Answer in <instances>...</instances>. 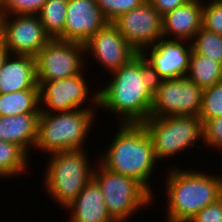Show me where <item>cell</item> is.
<instances>
[{
  "label": "cell",
  "instance_id": "cell-16",
  "mask_svg": "<svg viewBox=\"0 0 222 222\" xmlns=\"http://www.w3.org/2000/svg\"><path fill=\"white\" fill-rule=\"evenodd\" d=\"M203 0H190L162 16L163 37L192 41L202 28Z\"/></svg>",
  "mask_w": 222,
  "mask_h": 222
},
{
  "label": "cell",
  "instance_id": "cell-31",
  "mask_svg": "<svg viewBox=\"0 0 222 222\" xmlns=\"http://www.w3.org/2000/svg\"><path fill=\"white\" fill-rule=\"evenodd\" d=\"M162 16L186 4L190 0H147Z\"/></svg>",
  "mask_w": 222,
  "mask_h": 222
},
{
  "label": "cell",
  "instance_id": "cell-14",
  "mask_svg": "<svg viewBox=\"0 0 222 222\" xmlns=\"http://www.w3.org/2000/svg\"><path fill=\"white\" fill-rule=\"evenodd\" d=\"M84 45L85 55H88L86 59L92 56L109 74L138 54L112 22H108Z\"/></svg>",
  "mask_w": 222,
  "mask_h": 222
},
{
  "label": "cell",
  "instance_id": "cell-2",
  "mask_svg": "<svg viewBox=\"0 0 222 222\" xmlns=\"http://www.w3.org/2000/svg\"><path fill=\"white\" fill-rule=\"evenodd\" d=\"M117 131L98 161L110 171L139 181L152 195L157 163L150 135L142 123H117ZM151 182V183H150Z\"/></svg>",
  "mask_w": 222,
  "mask_h": 222
},
{
  "label": "cell",
  "instance_id": "cell-18",
  "mask_svg": "<svg viewBox=\"0 0 222 222\" xmlns=\"http://www.w3.org/2000/svg\"><path fill=\"white\" fill-rule=\"evenodd\" d=\"M25 89H39L35 57L9 54L0 69V93Z\"/></svg>",
  "mask_w": 222,
  "mask_h": 222
},
{
  "label": "cell",
  "instance_id": "cell-29",
  "mask_svg": "<svg viewBox=\"0 0 222 222\" xmlns=\"http://www.w3.org/2000/svg\"><path fill=\"white\" fill-rule=\"evenodd\" d=\"M205 149L216 148L219 152L222 150V116L207 120L203 124ZM222 152V151H221Z\"/></svg>",
  "mask_w": 222,
  "mask_h": 222
},
{
  "label": "cell",
  "instance_id": "cell-33",
  "mask_svg": "<svg viewBox=\"0 0 222 222\" xmlns=\"http://www.w3.org/2000/svg\"><path fill=\"white\" fill-rule=\"evenodd\" d=\"M5 0H0V8L3 6Z\"/></svg>",
  "mask_w": 222,
  "mask_h": 222
},
{
  "label": "cell",
  "instance_id": "cell-30",
  "mask_svg": "<svg viewBox=\"0 0 222 222\" xmlns=\"http://www.w3.org/2000/svg\"><path fill=\"white\" fill-rule=\"evenodd\" d=\"M188 222H222V197L204 207Z\"/></svg>",
  "mask_w": 222,
  "mask_h": 222
},
{
  "label": "cell",
  "instance_id": "cell-34",
  "mask_svg": "<svg viewBox=\"0 0 222 222\" xmlns=\"http://www.w3.org/2000/svg\"><path fill=\"white\" fill-rule=\"evenodd\" d=\"M213 1H215V2H217V3L222 5V0H213Z\"/></svg>",
  "mask_w": 222,
  "mask_h": 222
},
{
  "label": "cell",
  "instance_id": "cell-25",
  "mask_svg": "<svg viewBox=\"0 0 222 222\" xmlns=\"http://www.w3.org/2000/svg\"><path fill=\"white\" fill-rule=\"evenodd\" d=\"M222 116V80L203 90L202 108L199 118L203 124L216 117Z\"/></svg>",
  "mask_w": 222,
  "mask_h": 222
},
{
  "label": "cell",
  "instance_id": "cell-23",
  "mask_svg": "<svg viewBox=\"0 0 222 222\" xmlns=\"http://www.w3.org/2000/svg\"><path fill=\"white\" fill-rule=\"evenodd\" d=\"M68 0H47L38 16L46 33L52 39L63 41Z\"/></svg>",
  "mask_w": 222,
  "mask_h": 222
},
{
  "label": "cell",
  "instance_id": "cell-15",
  "mask_svg": "<svg viewBox=\"0 0 222 222\" xmlns=\"http://www.w3.org/2000/svg\"><path fill=\"white\" fill-rule=\"evenodd\" d=\"M107 23L96 0H68L63 41L85 44Z\"/></svg>",
  "mask_w": 222,
  "mask_h": 222
},
{
  "label": "cell",
  "instance_id": "cell-6",
  "mask_svg": "<svg viewBox=\"0 0 222 222\" xmlns=\"http://www.w3.org/2000/svg\"><path fill=\"white\" fill-rule=\"evenodd\" d=\"M96 162L93 179L102 190L108 213L115 222H127L139 210L153 205V195L139 181Z\"/></svg>",
  "mask_w": 222,
  "mask_h": 222
},
{
  "label": "cell",
  "instance_id": "cell-9",
  "mask_svg": "<svg viewBox=\"0 0 222 222\" xmlns=\"http://www.w3.org/2000/svg\"><path fill=\"white\" fill-rule=\"evenodd\" d=\"M203 90L187 76L157 81L149 117L199 116Z\"/></svg>",
  "mask_w": 222,
  "mask_h": 222
},
{
  "label": "cell",
  "instance_id": "cell-26",
  "mask_svg": "<svg viewBox=\"0 0 222 222\" xmlns=\"http://www.w3.org/2000/svg\"><path fill=\"white\" fill-rule=\"evenodd\" d=\"M146 0H96L102 14L108 22H113L120 15L137 8Z\"/></svg>",
  "mask_w": 222,
  "mask_h": 222
},
{
  "label": "cell",
  "instance_id": "cell-20",
  "mask_svg": "<svg viewBox=\"0 0 222 222\" xmlns=\"http://www.w3.org/2000/svg\"><path fill=\"white\" fill-rule=\"evenodd\" d=\"M40 113L39 89H25L0 93V116Z\"/></svg>",
  "mask_w": 222,
  "mask_h": 222
},
{
  "label": "cell",
  "instance_id": "cell-1",
  "mask_svg": "<svg viewBox=\"0 0 222 222\" xmlns=\"http://www.w3.org/2000/svg\"><path fill=\"white\" fill-rule=\"evenodd\" d=\"M110 75L113 78L98 91V108L114 113L119 124L147 120L157 81L145 58L138 53Z\"/></svg>",
  "mask_w": 222,
  "mask_h": 222
},
{
  "label": "cell",
  "instance_id": "cell-24",
  "mask_svg": "<svg viewBox=\"0 0 222 222\" xmlns=\"http://www.w3.org/2000/svg\"><path fill=\"white\" fill-rule=\"evenodd\" d=\"M196 54L210 58L222 64V35L201 28L191 41Z\"/></svg>",
  "mask_w": 222,
  "mask_h": 222
},
{
  "label": "cell",
  "instance_id": "cell-22",
  "mask_svg": "<svg viewBox=\"0 0 222 222\" xmlns=\"http://www.w3.org/2000/svg\"><path fill=\"white\" fill-rule=\"evenodd\" d=\"M29 155L17 144L0 140V179L27 173ZM18 176V177H17Z\"/></svg>",
  "mask_w": 222,
  "mask_h": 222
},
{
  "label": "cell",
  "instance_id": "cell-28",
  "mask_svg": "<svg viewBox=\"0 0 222 222\" xmlns=\"http://www.w3.org/2000/svg\"><path fill=\"white\" fill-rule=\"evenodd\" d=\"M208 1V2H207ZM202 27L222 35V5L213 0L203 1Z\"/></svg>",
  "mask_w": 222,
  "mask_h": 222
},
{
  "label": "cell",
  "instance_id": "cell-12",
  "mask_svg": "<svg viewBox=\"0 0 222 222\" xmlns=\"http://www.w3.org/2000/svg\"><path fill=\"white\" fill-rule=\"evenodd\" d=\"M112 23L138 53L163 38L162 15L148 1L120 15Z\"/></svg>",
  "mask_w": 222,
  "mask_h": 222
},
{
  "label": "cell",
  "instance_id": "cell-3",
  "mask_svg": "<svg viewBox=\"0 0 222 222\" xmlns=\"http://www.w3.org/2000/svg\"><path fill=\"white\" fill-rule=\"evenodd\" d=\"M163 187L166 197V222H188L207 205L222 197V177L194 168H168Z\"/></svg>",
  "mask_w": 222,
  "mask_h": 222
},
{
  "label": "cell",
  "instance_id": "cell-8",
  "mask_svg": "<svg viewBox=\"0 0 222 222\" xmlns=\"http://www.w3.org/2000/svg\"><path fill=\"white\" fill-rule=\"evenodd\" d=\"M86 71L65 79L54 81H37L40 95V112L57 113L75 109H97L98 90L93 91L89 88V80H86ZM85 75V76H84ZM92 99L93 106L84 104ZM89 100V102H88Z\"/></svg>",
  "mask_w": 222,
  "mask_h": 222
},
{
  "label": "cell",
  "instance_id": "cell-13",
  "mask_svg": "<svg viewBox=\"0 0 222 222\" xmlns=\"http://www.w3.org/2000/svg\"><path fill=\"white\" fill-rule=\"evenodd\" d=\"M191 42L161 38L140 54L152 67L156 81L186 77L189 70Z\"/></svg>",
  "mask_w": 222,
  "mask_h": 222
},
{
  "label": "cell",
  "instance_id": "cell-21",
  "mask_svg": "<svg viewBox=\"0 0 222 222\" xmlns=\"http://www.w3.org/2000/svg\"><path fill=\"white\" fill-rule=\"evenodd\" d=\"M187 77L204 90L222 80V64L192 50Z\"/></svg>",
  "mask_w": 222,
  "mask_h": 222
},
{
  "label": "cell",
  "instance_id": "cell-5",
  "mask_svg": "<svg viewBox=\"0 0 222 222\" xmlns=\"http://www.w3.org/2000/svg\"><path fill=\"white\" fill-rule=\"evenodd\" d=\"M49 155L42 180L43 189L64 210L93 178L95 166L88 159L89 152L86 149Z\"/></svg>",
  "mask_w": 222,
  "mask_h": 222
},
{
  "label": "cell",
  "instance_id": "cell-32",
  "mask_svg": "<svg viewBox=\"0 0 222 222\" xmlns=\"http://www.w3.org/2000/svg\"><path fill=\"white\" fill-rule=\"evenodd\" d=\"M9 54L10 53L5 45L0 41V69L2 68L3 63Z\"/></svg>",
  "mask_w": 222,
  "mask_h": 222
},
{
  "label": "cell",
  "instance_id": "cell-17",
  "mask_svg": "<svg viewBox=\"0 0 222 222\" xmlns=\"http://www.w3.org/2000/svg\"><path fill=\"white\" fill-rule=\"evenodd\" d=\"M64 210L69 212L68 222H115L108 213L102 190L93 178Z\"/></svg>",
  "mask_w": 222,
  "mask_h": 222
},
{
  "label": "cell",
  "instance_id": "cell-27",
  "mask_svg": "<svg viewBox=\"0 0 222 222\" xmlns=\"http://www.w3.org/2000/svg\"><path fill=\"white\" fill-rule=\"evenodd\" d=\"M47 0H5L1 15H38Z\"/></svg>",
  "mask_w": 222,
  "mask_h": 222
},
{
  "label": "cell",
  "instance_id": "cell-11",
  "mask_svg": "<svg viewBox=\"0 0 222 222\" xmlns=\"http://www.w3.org/2000/svg\"><path fill=\"white\" fill-rule=\"evenodd\" d=\"M51 39L38 15H1L0 41L11 55L35 57Z\"/></svg>",
  "mask_w": 222,
  "mask_h": 222
},
{
  "label": "cell",
  "instance_id": "cell-7",
  "mask_svg": "<svg viewBox=\"0 0 222 222\" xmlns=\"http://www.w3.org/2000/svg\"><path fill=\"white\" fill-rule=\"evenodd\" d=\"M142 124L151 137L159 162L172 159L194 146L200 147L197 142L202 141V144L204 141L203 122L199 116L148 117Z\"/></svg>",
  "mask_w": 222,
  "mask_h": 222
},
{
  "label": "cell",
  "instance_id": "cell-19",
  "mask_svg": "<svg viewBox=\"0 0 222 222\" xmlns=\"http://www.w3.org/2000/svg\"><path fill=\"white\" fill-rule=\"evenodd\" d=\"M38 118L39 113L0 116V140L17 144L30 156L37 139Z\"/></svg>",
  "mask_w": 222,
  "mask_h": 222
},
{
  "label": "cell",
  "instance_id": "cell-10",
  "mask_svg": "<svg viewBox=\"0 0 222 222\" xmlns=\"http://www.w3.org/2000/svg\"><path fill=\"white\" fill-rule=\"evenodd\" d=\"M85 56L84 44L51 39L35 56L37 81H54L82 73L89 61Z\"/></svg>",
  "mask_w": 222,
  "mask_h": 222
},
{
  "label": "cell",
  "instance_id": "cell-4",
  "mask_svg": "<svg viewBox=\"0 0 222 222\" xmlns=\"http://www.w3.org/2000/svg\"><path fill=\"white\" fill-rule=\"evenodd\" d=\"M100 109H75L57 113H39L35 150L45 154L85 149L88 133L95 126ZM96 117V118H95ZM84 144V145H83Z\"/></svg>",
  "mask_w": 222,
  "mask_h": 222
}]
</instances>
